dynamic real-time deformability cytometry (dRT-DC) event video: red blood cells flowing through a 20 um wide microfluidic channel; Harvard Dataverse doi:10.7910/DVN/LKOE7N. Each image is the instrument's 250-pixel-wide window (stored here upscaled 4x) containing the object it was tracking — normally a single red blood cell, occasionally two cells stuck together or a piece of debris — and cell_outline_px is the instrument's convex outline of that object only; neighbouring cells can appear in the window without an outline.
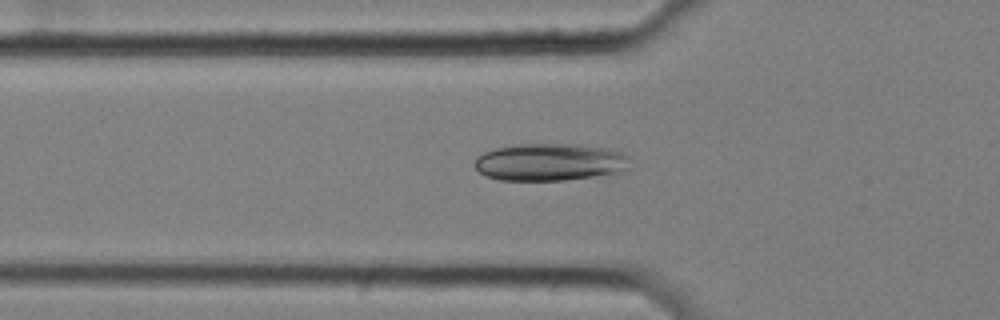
{"species": "common noctule bat (a hibernating species)", "species_latin": "Nyctalus noctula", "temperature_condition": "cold", "stored_images_in_passage": 3, "camera_frame_rate_fps": 3000, "um_per_image_px": 0.085, "animal": {"sex": "female", "body_mass_g": 25.1}, "frame": {"image": 1, "passage_image": 3, "time_ms": 0.667, "image_size_px": [1000, 320], "cell_outline_px": [[628, 168], [616, 176], [564, 180], [500, 180], [484, 176], [476, 168], [476, 156], [484, 152], [496, 148], [516, 144], [580, 144], [604, 148], [620, 152], [628, 156]], "centroid_in_image_um": [46.8, 13.8], "position_along_channel_um": 79.0, "area_um2": 34.39}}